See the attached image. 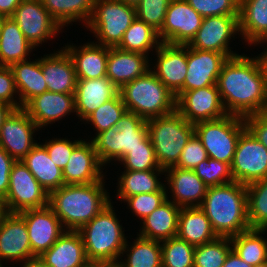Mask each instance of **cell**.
<instances>
[{"instance_id": "30", "label": "cell", "mask_w": 267, "mask_h": 267, "mask_svg": "<svg viewBox=\"0 0 267 267\" xmlns=\"http://www.w3.org/2000/svg\"><path fill=\"white\" fill-rule=\"evenodd\" d=\"M180 210L179 206L167 199L142 220L143 225L141 224V229L137 235L160 242L175 237Z\"/></svg>"}, {"instance_id": "35", "label": "cell", "mask_w": 267, "mask_h": 267, "mask_svg": "<svg viewBox=\"0 0 267 267\" xmlns=\"http://www.w3.org/2000/svg\"><path fill=\"white\" fill-rule=\"evenodd\" d=\"M160 174L164 175L165 169L123 171L116 183V185L118 184L117 199L124 201L127 197L159 191L165 185V183L159 181L161 179V177L159 178Z\"/></svg>"}, {"instance_id": "28", "label": "cell", "mask_w": 267, "mask_h": 267, "mask_svg": "<svg viewBox=\"0 0 267 267\" xmlns=\"http://www.w3.org/2000/svg\"><path fill=\"white\" fill-rule=\"evenodd\" d=\"M149 56L109 47L106 77L120 89L150 70Z\"/></svg>"}, {"instance_id": "61", "label": "cell", "mask_w": 267, "mask_h": 267, "mask_svg": "<svg viewBox=\"0 0 267 267\" xmlns=\"http://www.w3.org/2000/svg\"><path fill=\"white\" fill-rule=\"evenodd\" d=\"M252 267H267V261L260 263V264H257V265H254Z\"/></svg>"}, {"instance_id": "50", "label": "cell", "mask_w": 267, "mask_h": 267, "mask_svg": "<svg viewBox=\"0 0 267 267\" xmlns=\"http://www.w3.org/2000/svg\"><path fill=\"white\" fill-rule=\"evenodd\" d=\"M81 141L74 140L70 141L67 138H52L49 141H45V143H41L48 152L51 160L56 166L63 169L66 167L69 157L72 154L73 148Z\"/></svg>"}, {"instance_id": "57", "label": "cell", "mask_w": 267, "mask_h": 267, "mask_svg": "<svg viewBox=\"0 0 267 267\" xmlns=\"http://www.w3.org/2000/svg\"><path fill=\"white\" fill-rule=\"evenodd\" d=\"M21 267H46L38 258L27 261L20 265Z\"/></svg>"}, {"instance_id": "13", "label": "cell", "mask_w": 267, "mask_h": 267, "mask_svg": "<svg viewBox=\"0 0 267 267\" xmlns=\"http://www.w3.org/2000/svg\"><path fill=\"white\" fill-rule=\"evenodd\" d=\"M11 18L35 48L51 38L55 39L63 29L43 7L41 0H23Z\"/></svg>"}, {"instance_id": "25", "label": "cell", "mask_w": 267, "mask_h": 267, "mask_svg": "<svg viewBox=\"0 0 267 267\" xmlns=\"http://www.w3.org/2000/svg\"><path fill=\"white\" fill-rule=\"evenodd\" d=\"M61 49L41 56L43 77L48 91L75 94L77 77L74 63L68 52L62 47Z\"/></svg>"}, {"instance_id": "10", "label": "cell", "mask_w": 267, "mask_h": 267, "mask_svg": "<svg viewBox=\"0 0 267 267\" xmlns=\"http://www.w3.org/2000/svg\"><path fill=\"white\" fill-rule=\"evenodd\" d=\"M3 201L7 212L19 213L49 205V194L20 160L12 165L9 189Z\"/></svg>"}, {"instance_id": "7", "label": "cell", "mask_w": 267, "mask_h": 267, "mask_svg": "<svg viewBox=\"0 0 267 267\" xmlns=\"http://www.w3.org/2000/svg\"><path fill=\"white\" fill-rule=\"evenodd\" d=\"M147 137V120L126 111L115 127L98 133L91 141L100 162L105 166L112 161L118 162L133 148L141 146Z\"/></svg>"}, {"instance_id": "46", "label": "cell", "mask_w": 267, "mask_h": 267, "mask_svg": "<svg viewBox=\"0 0 267 267\" xmlns=\"http://www.w3.org/2000/svg\"><path fill=\"white\" fill-rule=\"evenodd\" d=\"M166 184L157 192L141 193L135 196L127 197L123 202L127 203L128 209L133 215L142 220L158 208L168 197Z\"/></svg>"}, {"instance_id": "45", "label": "cell", "mask_w": 267, "mask_h": 267, "mask_svg": "<svg viewBox=\"0 0 267 267\" xmlns=\"http://www.w3.org/2000/svg\"><path fill=\"white\" fill-rule=\"evenodd\" d=\"M193 170L208 187L225 185L234 181L230 164L209 157Z\"/></svg>"}, {"instance_id": "14", "label": "cell", "mask_w": 267, "mask_h": 267, "mask_svg": "<svg viewBox=\"0 0 267 267\" xmlns=\"http://www.w3.org/2000/svg\"><path fill=\"white\" fill-rule=\"evenodd\" d=\"M176 111L193 124L219 119L228 114L217 85L181 92L176 97Z\"/></svg>"}, {"instance_id": "39", "label": "cell", "mask_w": 267, "mask_h": 267, "mask_svg": "<svg viewBox=\"0 0 267 267\" xmlns=\"http://www.w3.org/2000/svg\"><path fill=\"white\" fill-rule=\"evenodd\" d=\"M161 43L156 30L148 26L145 22L135 18L124 33L122 41L117 48L123 51L136 52L149 56L148 52H153L154 49L157 50Z\"/></svg>"}, {"instance_id": "9", "label": "cell", "mask_w": 267, "mask_h": 267, "mask_svg": "<svg viewBox=\"0 0 267 267\" xmlns=\"http://www.w3.org/2000/svg\"><path fill=\"white\" fill-rule=\"evenodd\" d=\"M136 18V8L118 0H95L93 13L85 26L94 34L95 43L117 47Z\"/></svg>"}, {"instance_id": "11", "label": "cell", "mask_w": 267, "mask_h": 267, "mask_svg": "<svg viewBox=\"0 0 267 267\" xmlns=\"http://www.w3.org/2000/svg\"><path fill=\"white\" fill-rule=\"evenodd\" d=\"M231 173L234 181L243 185L267 177V148L247 129L238 139Z\"/></svg>"}, {"instance_id": "6", "label": "cell", "mask_w": 267, "mask_h": 267, "mask_svg": "<svg viewBox=\"0 0 267 267\" xmlns=\"http://www.w3.org/2000/svg\"><path fill=\"white\" fill-rule=\"evenodd\" d=\"M147 126L159 166L163 169L174 166L182 149L194 134V124L175 110L166 116L147 120Z\"/></svg>"}, {"instance_id": "44", "label": "cell", "mask_w": 267, "mask_h": 267, "mask_svg": "<svg viewBox=\"0 0 267 267\" xmlns=\"http://www.w3.org/2000/svg\"><path fill=\"white\" fill-rule=\"evenodd\" d=\"M119 163L120 165L123 163L124 170L131 171L163 169L156 160L154 147L149 136L141 142V146L133 148L127 155L123 156Z\"/></svg>"}, {"instance_id": "16", "label": "cell", "mask_w": 267, "mask_h": 267, "mask_svg": "<svg viewBox=\"0 0 267 267\" xmlns=\"http://www.w3.org/2000/svg\"><path fill=\"white\" fill-rule=\"evenodd\" d=\"M155 53V66L150 69L176 98L183 92L187 75V45L161 43Z\"/></svg>"}, {"instance_id": "43", "label": "cell", "mask_w": 267, "mask_h": 267, "mask_svg": "<svg viewBox=\"0 0 267 267\" xmlns=\"http://www.w3.org/2000/svg\"><path fill=\"white\" fill-rule=\"evenodd\" d=\"M126 111L122 98L120 94H118L115 98L106 101L84 121L86 123L88 122L87 124H93L95 128L94 131L96 130L95 134L97 135L100 132L115 127Z\"/></svg>"}, {"instance_id": "37", "label": "cell", "mask_w": 267, "mask_h": 267, "mask_svg": "<svg viewBox=\"0 0 267 267\" xmlns=\"http://www.w3.org/2000/svg\"><path fill=\"white\" fill-rule=\"evenodd\" d=\"M43 7L59 23L62 28L72 22H82L87 25L95 0H41Z\"/></svg>"}, {"instance_id": "49", "label": "cell", "mask_w": 267, "mask_h": 267, "mask_svg": "<svg viewBox=\"0 0 267 267\" xmlns=\"http://www.w3.org/2000/svg\"><path fill=\"white\" fill-rule=\"evenodd\" d=\"M207 158L206 149L194 133L182 149L179 160L174 166L181 169L193 170L200 162Z\"/></svg>"}, {"instance_id": "17", "label": "cell", "mask_w": 267, "mask_h": 267, "mask_svg": "<svg viewBox=\"0 0 267 267\" xmlns=\"http://www.w3.org/2000/svg\"><path fill=\"white\" fill-rule=\"evenodd\" d=\"M40 131L35 122L21 108L14 110L0 129V147L15 160H22L38 143L33 136Z\"/></svg>"}, {"instance_id": "20", "label": "cell", "mask_w": 267, "mask_h": 267, "mask_svg": "<svg viewBox=\"0 0 267 267\" xmlns=\"http://www.w3.org/2000/svg\"><path fill=\"white\" fill-rule=\"evenodd\" d=\"M87 141L81 138L73 148L66 167L62 169L65 185L90 184L105 179L104 165L97 156L93 142Z\"/></svg>"}, {"instance_id": "60", "label": "cell", "mask_w": 267, "mask_h": 267, "mask_svg": "<svg viewBox=\"0 0 267 267\" xmlns=\"http://www.w3.org/2000/svg\"><path fill=\"white\" fill-rule=\"evenodd\" d=\"M266 47H267V46H266ZM261 56H262L264 65H265L266 70H267V48H265V49L263 50V52L261 53Z\"/></svg>"}, {"instance_id": "15", "label": "cell", "mask_w": 267, "mask_h": 267, "mask_svg": "<svg viewBox=\"0 0 267 267\" xmlns=\"http://www.w3.org/2000/svg\"><path fill=\"white\" fill-rule=\"evenodd\" d=\"M202 21L203 17L185 0H171L158 33L160 41L187 45L201 27Z\"/></svg>"}, {"instance_id": "36", "label": "cell", "mask_w": 267, "mask_h": 267, "mask_svg": "<svg viewBox=\"0 0 267 267\" xmlns=\"http://www.w3.org/2000/svg\"><path fill=\"white\" fill-rule=\"evenodd\" d=\"M133 244L128 240L122 251L124 260H119L116 267H162L161 242L137 235ZM130 246V247H129Z\"/></svg>"}, {"instance_id": "29", "label": "cell", "mask_w": 267, "mask_h": 267, "mask_svg": "<svg viewBox=\"0 0 267 267\" xmlns=\"http://www.w3.org/2000/svg\"><path fill=\"white\" fill-rule=\"evenodd\" d=\"M239 32L250 46L267 43V0H240Z\"/></svg>"}, {"instance_id": "58", "label": "cell", "mask_w": 267, "mask_h": 267, "mask_svg": "<svg viewBox=\"0 0 267 267\" xmlns=\"http://www.w3.org/2000/svg\"><path fill=\"white\" fill-rule=\"evenodd\" d=\"M7 209H6V206H5V202L0 199V224L2 222V219L4 218V216L7 214Z\"/></svg>"}, {"instance_id": "5", "label": "cell", "mask_w": 267, "mask_h": 267, "mask_svg": "<svg viewBox=\"0 0 267 267\" xmlns=\"http://www.w3.org/2000/svg\"><path fill=\"white\" fill-rule=\"evenodd\" d=\"M119 94L127 111L145 120L166 116L176 110L175 96L148 70L144 75L124 84Z\"/></svg>"}, {"instance_id": "56", "label": "cell", "mask_w": 267, "mask_h": 267, "mask_svg": "<svg viewBox=\"0 0 267 267\" xmlns=\"http://www.w3.org/2000/svg\"><path fill=\"white\" fill-rule=\"evenodd\" d=\"M15 109L6 104L0 102V129L1 126L3 125L4 121L10 116V114L14 111Z\"/></svg>"}, {"instance_id": "41", "label": "cell", "mask_w": 267, "mask_h": 267, "mask_svg": "<svg viewBox=\"0 0 267 267\" xmlns=\"http://www.w3.org/2000/svg\"><path fill=\"white\" fill-rule=\"evenodd\" d=\"M232 250L229 237H217L195 247L193 267H222Z\"/></svg>"}, {"instance_id": "21", "label": "cell", "mask_w": 267, "mask_h": 267, "mask_svg": "<svg viewBox=\"0 0 267 267\" xmlns=\"http://www.w3.org/2000/svg\"><path fill=\"white\" fill-rule=\"evenodd\" d=\"M228 57L219 52L203 51L187 46V75L183 91L217 85V79Z\"/></svg>"}, {"instance_id": "52", "label": "cell", "mask_w": 267, "mask_h": 267, "mask_svg": "<svg viewBox=\"0 0 267 267\" xmlns=\"http://www.w3.org/2000/svg\"><path fill=\"white\" fill-rule=\"evenodd\" d=\"M244 121L246 129L267 148V112L246 116Z\"/></svg>"}, {"instance_id": "33", "label": "cell", "mask_w": 267, "mask_h": 267, "mask_svg": "<svg viewBox=\"0 0 267 267\" xmlns=\"http://www.w3.org/2000/svg\"><path fill=\"white\" fill-rule=\"evenodd\" d=\"M176 236L194 247L218 237L211 226L210 220L200 207L181 208Z\"/></svg>"}, {"instance_id": "38", "label": "cell", "mask_w": 267, "mask_h": 267, "mask_svg": "<svg viewBox=\"0 0 267 267\" xmlns=\"http://www.w3.org/2000/svg\"><path fill=\"white\" fill-rule=\"evenodd\" d=\"M267 230L249 229L230 238L232 249L251 266L267 261Z\"/></svg>"}, {"instance_id": "18", "label": "cell", "mask_w": 267, "mask_h": 267, "mask_svg": "<svg viewBox=\"0 0 267 267\" xmlns=\"http://www.w3.org/2000/svg\"><path fill=\"white\" fill-rule=\"evenodd\" d=\"M28 229L32 254L38 258L66 231L52 208L27 209L19 212Z\"/></svg>"}, {"instance_id": "54", "label": "cell", "mask_w": 267, "mask_h": 267, "mask_svg": "<svg viewBox=\"0 0 267 267\" xmlns=\"http://www.w3.org/2000/svg\"><path fill=\"white\" fill-rule=\"evenodd\" d=\"M23 0H0V16L11 17Z\"/></svg>"}, {"instance_id": "40", "label": "cell", "mask_w": 267, "mask_h": 267, "mask_svg": "<svg viewBox=\"0 0 267 267\" xmlns=\"http://www.w3.org/2000/svg\"><path fill=\"white\" fill-rule=\"evenodd\" d=\"M247 219L251 229L267 230V177L246 185Z\"/></svg>"}, {"instance_id": "62", "label": "cell", "mask_w": 267, "mask_h": 267, "mask_svg": "<svg viewBox=\"0 0 267 267\" xmlns=\"http://www.w3.org/2000/svg\"><path fill=\"white\" fill-rule=\"evenodd\" d=\"M89 267H109V265H97V264H91Z\"/></svg>"}, {"instance_id": "19", "label": "cell", "mask_w": 267, "mask_h": 267, "mask_svg": "<svg viewBox=\"0 0 267 267\" xmlns=\"http://www.w3.org/2000/svg\"><path fill=\"white\" fill-rule=\"evenodd\" d=\"M33 259L36 257L32 254L24 218L8 212L0 224V267H4L5 260L23 264Z\"/></svg>"}, {"instance_id": "8", "label": "cell", "mask_w": 267, "mask_h": 267, "mask_svg": "<svg viewBox=\"0 0 267 267\" xmlns=\"http://www.w3.org/2000/svg\"><path fill=\"white\" fill-rule=\"evenodd\" d=\"M245 130L244 118L231 114L194 124V133L206 149L207 156L230 165L238 139Z\"/></svg>"}, {"instance_id": "53", "label": "cell", "mask_w": 267, "mask_h": 267, "mask_svg": "<svg viewBox=\"0 0 267 267\" xmlns=\"http://www.w3.org/2000/svg\"><path fill=\"white\" fill-rule=\"evenodd\" d=\"M15 160L0 147V199L4 200L9 189L10 171Z\"/></svg>"}, {"instance_id": "1", "label": "cell", "mask_w": 267, "mask_h": 267, "mask_svg": "<svg viewBox=\"0 0 267 267\" xmlns=\"http://www.w3.org/2000/svg\"><path fill=\"white\" fill-rule=\"evenodd\" d=\"M217 87L228 114L245 118L267 112V70L258 56L236 55L223 64Z\"/></svg>"}, {"instance_id": "2", "label": "cell", "mask_w": 267, "mask_h": 267, "mask_svg": "<svg viewBox=\"0 0 267 267\" xmlns=\"http://www.w3.org/2000/svg\"><path fill=\"white\" fill-rule=\"evenodd\" d=\"M104 181L63 185L49 194V206L66 230L78 231L111 203Z\"/></svg>"}, {"instance_id": "26", "label": "cell", "mask_w": 267, "mask_h": 267, "mask_svg": "<svg viewBox=\"0 0 267 267\" xmlns=\"http://www.w3.org/2000/svg\"><path fill=\"white\" fill-rule=\"evenodd\" d=\"M94 42L79 47L69 43L63 47L72 58L77 80L106 77L109 47Z\"/></svg>"}, {"instance_id": "34", "label": "cell", "mask_w": 267, "mask_h": 267, "mask_svg": "<svg viewBox=\"0 0 267 267\" xmlns=\"http://www.w3.org/2000/svg\"><path fill=\"white\" fill-rule=\"evenodd\" d=\"M21 161L48 194L65 185L62 169L53 163L40 142Z\"/></svg>"}, {"instance_id": "23", "label": "cell", "mask_w": 267, "mask_h": 267, "mask_svg": "<svg viewBox=\"0 0 267 267\" xmlns=\"http://www.w3.org/2000/svg\"><path fill=\"white\" fill-rule=\"evenodd\" d=\"M22 109L41 130V128L76 112L75 96L74 94L46 91L29 100Z\"/></svg>"}, {"instance_id": "42", "label": "cell", "mask_w": 267, "mask_h": 267, "mask_svg": "<svg viewBox=\"0 0 267 267\" xmlns=\"http://www.w3.org/2000/svg\"><path fill=\"white\" fill-rule=\"evenodd\" d=\"M195 247L175 236L161 242L162 267H193Z\"/></svg>"}, {"instance_id": "12", "label": "cell", "mask_w": 267, "mask_h": 267, "mask_svg": "<svg viewBox=\"0 0 267 267\" xmlns=\"http://www.w3.org/2000/svg\"><path fill=\"white\" fill-rule=\"evenodd\" d=\"M239 35V15L204 17L188 47L225 54L228 58L239 55L229 47L235 35ZM232 37V38H231Z\"/></svg>"}, {"instance_id": "4", "label": "cell", "mask_w": 267, "mask_h": 267, "mask_svg": "<svg viewBox=\"0 0 267 267\" xmlns=\"http://www.w3.org/2000/svg\"><path fill=\"white\" fill-rule=\"evenodd\" d=\"M112 203L78 230L91 264L116 266L121 259L128 237L124 234Z\"/></svg>"}, {"instance_id": "63", "label": "cell", "mask_w": 267, "mask_h": 267, "mask_svg": "<svg viewBox=\"0 0 267 267\" xmlns=\"http://www.w3.org/2000/svg\"><path fill=\"white\" fill-rule=\"evenodd\" d=\"M4 18H5V17L0 16V31H1L2 22H3V19H4Z\"/></svg>"}, {"instance_id": "51", "label": "cell", "mask_w": 267, "mask_h": 267, "mask_svg": "<svg viewBox=\"0 0 267 267\" xmlns=\"http://www.w3.org/2000/svg\"><path fill=\"white\" fill-rule=\"evenodd\" d=\"M17 100H19V97L14 83L13 72L10 67L0 66V102L12 106L15 110L21 109V104Z\"/></svg>"}, {"instance_id": "48", "label": "cell", "mask_w": 267, "mask_h": 267, "mask_svg": "<svg viewBox=\"0 0 267 267\" xmlns=\"http://www.w3.org/2000/svg\"><path fill=\"white\" fill-rule=\"evenodd\" d=\"M203 18L239 15L240 0H185Z\"/></svg>"}, {"instance_id": "22", "label": "cell", "mask_w": 267, "mask_h": 267, "mask_svg": "<svg viewBox=\"0 0 267 267\" xmlns=\"http://www.w3.org/2000/svg\"><path fill=\"white\" fill-rule=\"evenodd\" d=\"M165 177L166 187L172 194L169 195L172 196V200L167 197L168 200L180 208L200 207L208 186L197 176L194 170L172 166L165 169Z\"/></svg>"}, {"instance_id": "24", "label": "cell", "mask_w": 267, "mask_h": 267, "mask_svg": "<svg viewBox=\"0 0 267 267\" xmlns=\"http://www.w3.org/2000/svg\"><path fill=\"white\" fill-rule=\"evenodd\" d=\"M38 259L46 267H89L84 242L78 231L66 230Z\"/></svg>"}, {"instance_id": "32", "label": "cell", "mask_w": 267, "mask_h": 267, "mask_svg": "<svg viewBox=\"0 0 267 267\" xmlns=\"http://www.w3.org/2000/svg\"><path fill=\"white\" fill-rule=\"evenodd\" d=\"M33 49L36 48L25 38L19 25L11 17L4 18L0 31V66L10 67L30 59Z\"/></svg>"}, {"instance_id": "47", "label": "cell", "mask_w": 267, "mask_h": 267, "mask_svg": "<svg viewBox=\"0 0 267 267\" xmlns=\"http://www.w3.org/2000/svg\"><path fill=\"white\" fill-rule=\"evenodd\" d=\"M170 1L171 0H140L135 6L136 18L145 22L159 33L162 29Z\"/></svg>"}, {"instance_id": "55", "label": "cell", "mask_w": 267, "mask_h": 267, "mask_svg": "<svg viewBox=\"0 0 267 267\" xmlns=\"http://www.w3.org/2000/svg\"><path fill=\"white\" fill-rule=\"evenodd\" d=\"M222 267H252L244 260H242L239 255L232 249Z\"/></svg>"}, {"instance_id": "27", "label": "cell", "mask_w": 267, "mask_h": 267, "mask_svg": "<svg viewBox=\"0 0 267 267\" xmlns=\"http://www.w3.org/2000/svg\"><path fill=\"white\" fill-rule=\"evenodd\" d=\"M119 89L108 77L77 80L75 90L76 116L84 121L106 101L115 98Z\"/></svg>"}, {"instance_id": "31", "label": "cell", "mask_w": 267, "mask_h": 267, "mask_svg": "<svg viewBox=\"0 0 267 267\" xmlns=\"http://www.w3.org/2000/svg\"><path fill=\"white\" fill-rule=\"evenodd\" d=\"M21 108L32 98L48 91L41 69V59L26 60L10 66Z\"/></svg>"}, {"instance_id": "3", "label": "cell", "mask_w": 267, "mask_h": 267, "mask_svg": "<svg viewBox=\"0 0 267 267\" xmlns=\"http://www.w3.org/2000/svg\"><path fill=\"white\" fill-rule=\"evenodd\" d=\"M200 208L218 237L231 238L251 229L247 219V188L239 182L208 187Z\"/></svg>"}, {"instance_id": "59", "label": "cell", "mask_w": 267, "mask_h": 267, "mask_svg": "<svg viewBox=\"0 0 267 267\" xmlns=\"http://www.w3.org/2000/svg\"><path fill=\"white\" fill-rule=\"evenodd\" d=\"M118 1H121L125 4H128V5H131V6H136L140 0H118Z\"/></svg>"}]
</instances>
